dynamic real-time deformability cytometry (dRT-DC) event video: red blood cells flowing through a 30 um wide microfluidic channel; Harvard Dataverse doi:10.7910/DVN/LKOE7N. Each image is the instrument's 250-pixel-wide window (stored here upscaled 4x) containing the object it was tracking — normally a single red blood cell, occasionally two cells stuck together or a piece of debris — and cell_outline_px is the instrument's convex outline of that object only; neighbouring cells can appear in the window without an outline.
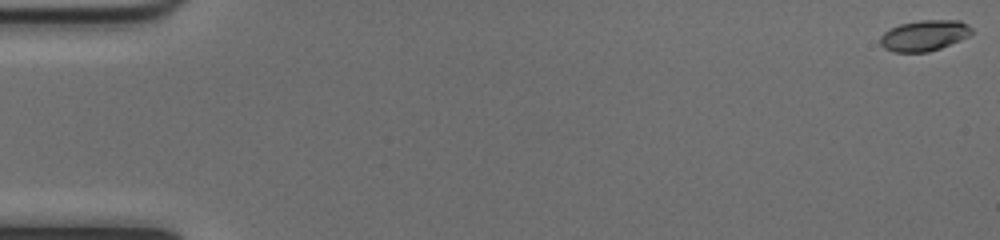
{"species": "common noctule bat (a hibernating species)", "species_latin": "Nyctalus noctula", "temperature_condition": "cold", "stored_images_in_passage": 53, "camera_frame_rate_fps": 3000, "um_per_image_px": 0.085, "animal": {"sex": "female", "body_mass_g": 17.0, "forearm_length_mm": 48.0}, "frame": {"image": 1, "passage_image": 1, "time_ms": 0.0, "image_size_px": [1000, 240], "cell_outline_px": [[972, 32], [968, 36], [960, 40], [940, 48], [928, 52], [892, 52], [884, 48], [880, 44], [880, 36], [884, 32], [900, 24], [920, 20], [960, 20], [968, 24], [972, 28]], "centroid_in_image_um": [78.56, 3.02], "position_along_channel_um": 6.4, "area_um2": 16.42}}
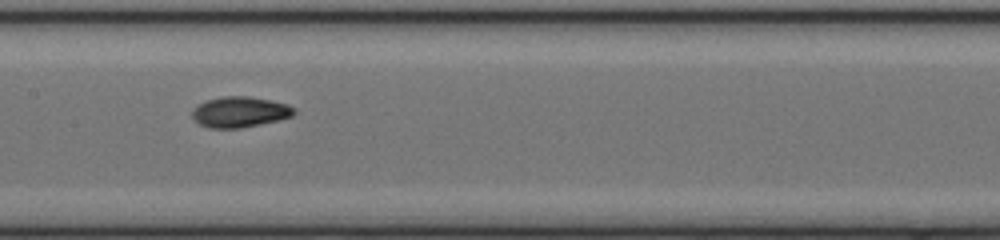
{"frame": {"image": 2, "passage_image": 27, "time_ms": 8.667, "image_size_px": [1000, 240], "cell_outline_px": [[296, 112], [292, 116], [260, 124], [240, 128], [208, 128], [200, 124], [192, 116], [192, 112], [200, 104], [208, 100], [224, 96], [248, 96], [272, 100], [288, 104], [296, 108]], "centroid_in_image_um": [20.43, 9.51], "position_along_channel_um": 187.0, "area_um2": 18.03}}
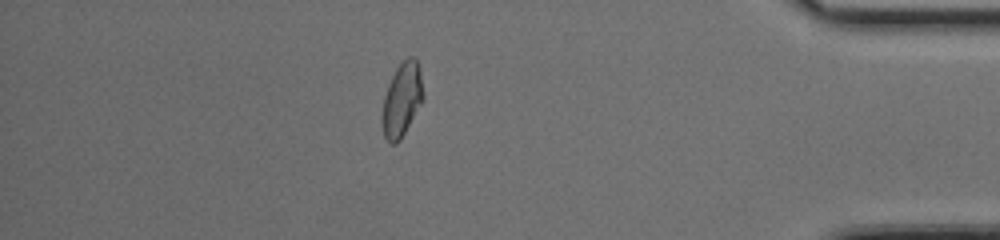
{"frame": {"image": 3, "passage_image": 46, "time_ms": 15.0, "image_size_px": [1000, 240], "cell_outline_px": [[424, 100], [400, 140], [396, 144], [392, 144], [384, 136], [380, 120], [380, 116], [384, 96], [388, 84], [396, 68], [408, 56], [416, 56], [420, 68], [424, 96]], "centroid_in_image_um": [34.16, 8.46], "position_along_channel_um": 401.0, "area_um2": 18.03}, "authors_computed_cell_mechanics": {"area_um2": 17.34, "velocity_mm_per_s": 4.0082, "shape_relaxation_time_tau1_ms": 2.6594, "shape_relaxation_time_tau2_ms": 1.5355, "deformation_change_tau1": 0.1419, "deformation_change_tau2": 0.0546}}